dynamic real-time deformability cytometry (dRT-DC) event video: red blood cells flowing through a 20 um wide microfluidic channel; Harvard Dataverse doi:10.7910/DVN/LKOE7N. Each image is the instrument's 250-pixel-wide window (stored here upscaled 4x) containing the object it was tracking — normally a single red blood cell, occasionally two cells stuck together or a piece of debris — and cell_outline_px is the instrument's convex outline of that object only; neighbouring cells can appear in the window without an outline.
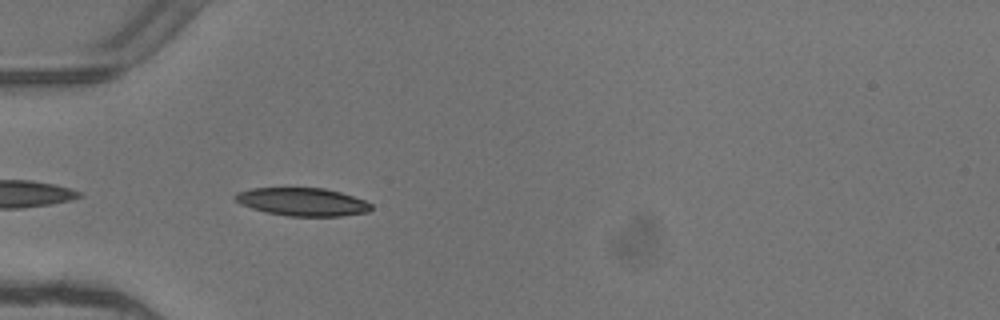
{"species": "common noctule bat (a hibernating species)", "species_latin": "Nyctalus noctula", "temperature_condition": "warm", "stored_images_in_passage": 4, "camera_frame_rate_fps": 3000, "um_per_image_px": 0.085, "animal": {"sex": "female"}, "frame": {"image": 1, "passage_image": 4, "time_ms": 1.0, "image_size_px": [1000, 320], "cell_outline_px": [[372, 208], [368, 212], [340, 216], [288, 216], [268, 212], [252, 208], [240, 204], [232, 200], [232, 196], [236, 192], [252, 188], [324, 188], [340, 192], [364, 200], [372, 204]], "centroid_in_image_um": [25.66, 17.15], "position_along_channel_um": 59.3, "area_um2": 22.25}}